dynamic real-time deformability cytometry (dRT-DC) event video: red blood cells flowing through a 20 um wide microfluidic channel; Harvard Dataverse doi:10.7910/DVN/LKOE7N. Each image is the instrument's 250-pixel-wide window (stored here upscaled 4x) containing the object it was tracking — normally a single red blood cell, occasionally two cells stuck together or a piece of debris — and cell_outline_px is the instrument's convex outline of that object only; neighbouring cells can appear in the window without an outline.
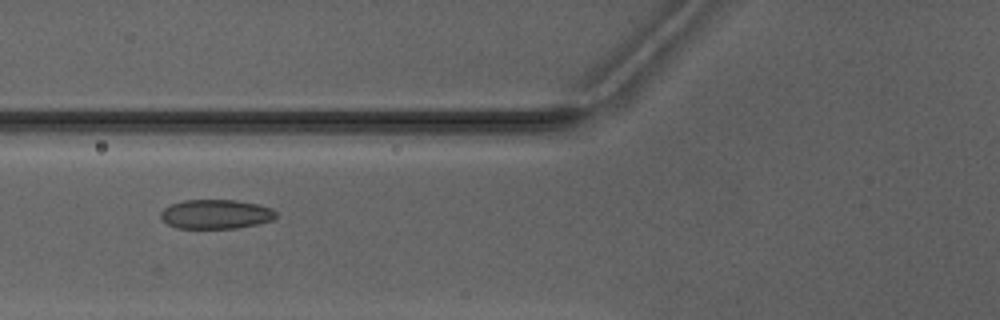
{"species": "Egyptian fruit bat (a non-hibernating species)", "species_latin": "Rousettus aegyptiacus", "temperature_condition": "warm", "stored_images_in_passage": 3, "camera_frame_rate_fps": 3000, "um_per_image_px": 0.085, "animal": {"sex": "male"}, "frame": {"image": 1, "passage_image": 2, "time_ms": 1.333, "image_size_px": [1000, 320], "cell_outline_px": [[276, 216], [272, 220], [256, 224], [236, 228], [176, 228], [168, 224], [160, 216], [160, 212], [164, 208], [172, 204], [184, 200], [236, 200], [256, 204], [272, 208], [276, 212]], "centroid_in_image_um": [18.34, 18.2], "position_along_channel_um": 107.5, "area_um2": 19.54}}
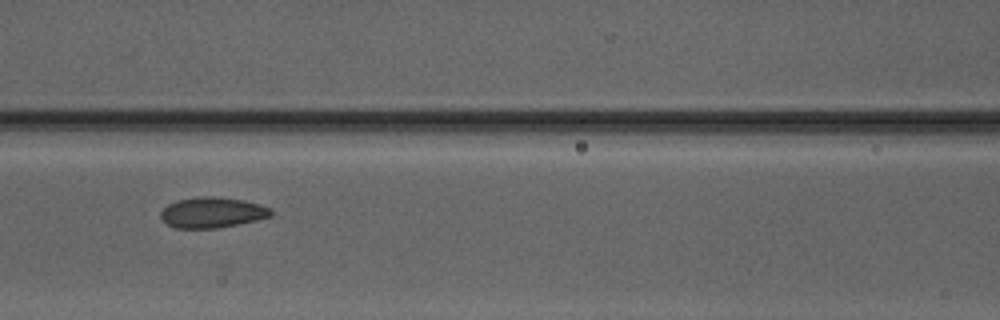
{"frame": {"image": 2, "passage_image": 3, "time_ms": 2.333, "image_size_px": [1000, 320], "cell_outline_px": [[272, 216], [256, 220], [216, 228], [176, 228], [168, 224], [160, 216], [160, 212], [168, 204], [176, 200], [200, 196], [216, 196], [244, 200], [260, 204], [268, 208], [272, 212]], "centroid_in_image_um": [18.02, 18.05], "position_along_channel_um": 148.6, "area_um2": 19.54}}